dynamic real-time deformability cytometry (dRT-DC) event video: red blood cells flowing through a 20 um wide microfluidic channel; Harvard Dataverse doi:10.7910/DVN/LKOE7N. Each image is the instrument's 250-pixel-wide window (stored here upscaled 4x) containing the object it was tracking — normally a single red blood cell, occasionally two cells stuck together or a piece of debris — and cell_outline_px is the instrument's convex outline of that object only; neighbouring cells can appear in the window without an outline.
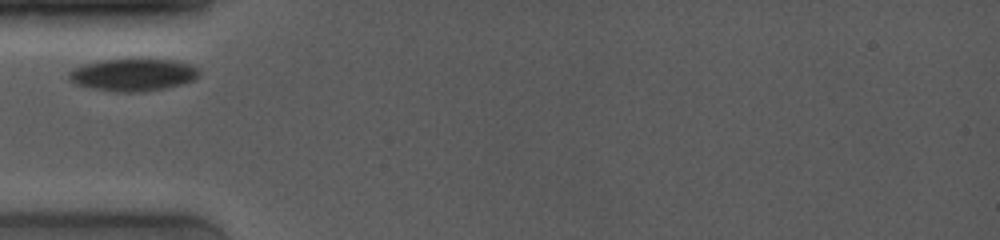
{"species": "common noctule bat (a hibernating species)", "species_latin": "Nyctalus noctula", "temperature_condition": "room temperature", "stored_images_in_passage": 4, "camera_frame_rate_fps": 4000, "um_per_image_px": 0.085, "animal": {"sex": "female", "body_mass_g": 19.0, "forearm_length_mm": 53.3}, "frame": {"image": 1, "passage_image": 1, "time_ms": 0.0, "image_size_px": [1000, 240], "cell_outline_px": [[200, 72], [192, 80], [180, 84], [164, 88], [140, 92], [112, 92], [92, 88], [76, 84], [68, 80], [68, 72], [84, 64], [104, 60], [172, 60], [188, 64], [196, 68]], "centroid_in_image_um": [11.25, 6.37], "position_along_channel_um": 73.7, "area_um2": 24.04}}